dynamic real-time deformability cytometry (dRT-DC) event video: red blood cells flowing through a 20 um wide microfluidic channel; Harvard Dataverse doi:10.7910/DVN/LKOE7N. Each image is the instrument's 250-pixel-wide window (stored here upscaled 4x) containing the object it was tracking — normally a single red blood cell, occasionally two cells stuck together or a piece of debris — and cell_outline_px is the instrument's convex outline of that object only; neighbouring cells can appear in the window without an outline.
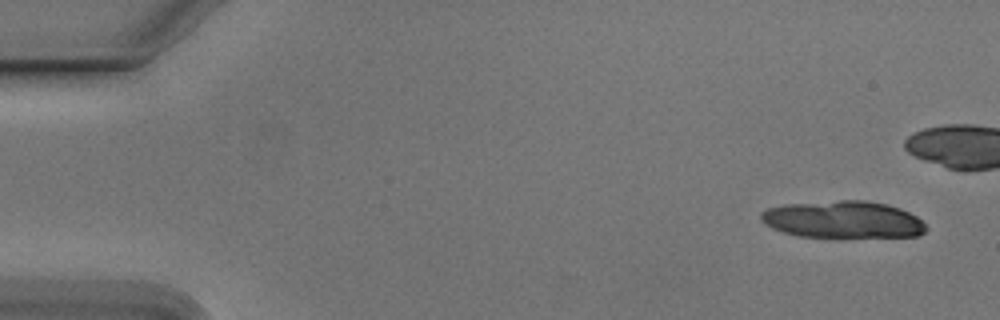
{"species": "Egyptian fruit bat (a non-hibernating species)", "species_latin": "Rousettus aegyptiacus", "temperature_condition": "cold", "stored_images_in_passage": 15, "camera_frame_rate_fps": 3000, "um_per_image_px": 0.085, "animal": {"sex": "male"}, "frame": {"image": 1, "passage_image": 3, "time_ms": 0.667, "image_size_px": [1000, 320], "cell_outline_px": [[928, 228], [924, 232], [916, 236], [800, 236], [784, 232], [772, 228], [760, 216], [760, 212], [768, 208], [788, 204], [840, 200], [868, 200], [888, 204], [900, 208], [916, 216]], "centroid_in_image_um": [71.68, 18.64], "position_along_channel_um": 13.3, "area_um2": 35.14}}